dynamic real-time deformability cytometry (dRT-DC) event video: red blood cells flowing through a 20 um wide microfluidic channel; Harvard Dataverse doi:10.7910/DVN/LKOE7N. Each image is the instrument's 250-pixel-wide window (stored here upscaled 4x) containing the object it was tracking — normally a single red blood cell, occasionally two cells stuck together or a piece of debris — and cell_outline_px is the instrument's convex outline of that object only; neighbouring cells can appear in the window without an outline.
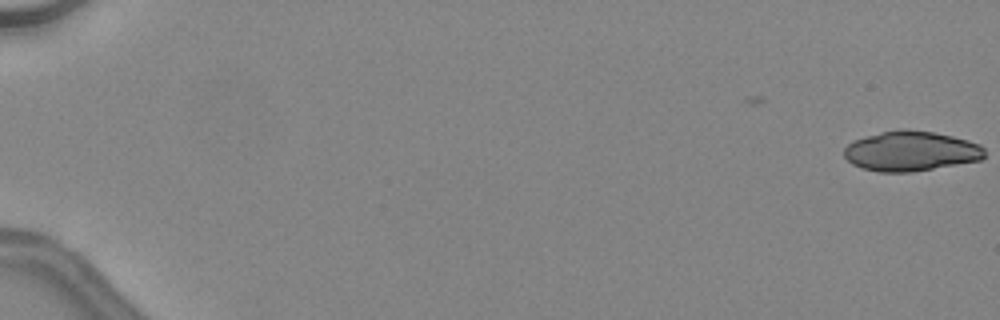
{"species": "common noctule bat (a hibernating species)", "species_latin": "Nyctalus noctula", "temperature_condition": "warm", "stored_images_in_passage": 25, "camera_frame_rate_fps": 3000, "um_per_image_px": 0.085, "animal": {"sex": "female", "body_mass_g": 24.6, "forearm_length_mm": 56.2}, "frame": {"image": 1, "passage_image": 1, "time_ms": 0.0, "image_size_px": [1000, 320], "cell_outline_px": [[984, 156], [980, 160], [912, 172], [880, 172], [864, 168], [852, 164], [844, 156], [844, 148], [852, 140], [880, 132], [904, 128], [908, 128], [932, 132], [952, 136], [968, 140], [980, 144], [984, 148]], "centroid_in_image_um": [77.41, 12.83], "position_along_channel_um": 7.6, "area_um2": 32.71}}